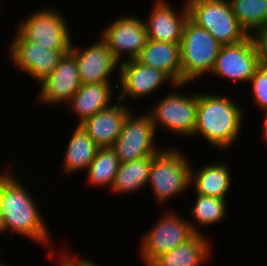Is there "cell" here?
Returning a JSON list of instances; mask_svg holds the SVG:
<instances>
[{
	"mask_svg": "<svg viewBox=\"0 0 267 266\" xmlns=\"http://www.w3.org/2000/svg\"><path fill=\"white\" fill-rule=\"evenodd\" d=\"M203 234H195L184 244L157 257L149 266H201L210 258L211 246ZM207 260V261H206Z\"/></svg>",
	"mask_w": 267,
	"mask_h": 266,
	"instance_id": "cell-21",
	"label": "cell"
},
{
	"mask_svg": "<svg viewBox=\"0 0 267 266\" xmlns=\"http://www.w3.org/2000/svg\"><path fill=\"white\" fill-rule=\"evenodd\" d=\"M9 45V59L14 67L25 72L39 84L50 75L60 58L70 50H50L38 43L24 40L17 32Z\"/></svg>",
	"mask_w": 267,
	"mask_h": 266,
	"instance_id": "cell-12",
	"label": "cell"
},
{
	"mask_svg": "<svg viewBox=\"0 0 267 266\" xmlns=\"http://www.w3.org/2000/svg\"><path fill=\"white\" fill-rule=\"evenodd\" d=\"M116 82L118 84L114 85V89H121L117 98L122 102L125 97L131 100L144 99L165 86V83L175 85L164 72L146 66L137 59L120 64L119 79Z\"/></svg>",
	"mask_w": 267,
	"mask_h": 266,
	"instance_id": "cell-13",
	"label": "cell"
},
{
	"mask_svg": "<svg viewBox=\"0 0 267 266\" xmlns=\"http://www.w3.org/2000/svg\"><path fill=\"white\" fill-rule=\"evenodd\" d=\"M178 148H162L152 157L147 183L156 203H165L188 190L191 180V161Z\"/></svg>",
	"mask_w": 267,
	"mask_h": 266,
	"instance_id": "cell-3",
	"label": "cell"
},
{
	"mask_svg": "<svg viewBox=\"0 0 267 266\" xmlns=\"http://www.w3.org/2000/svg\"><path fill=\"white\" fill-rule=\"evenodd\" d=\"M75 128L64 153L62 168L63 173L69 175L77 171H86L99 149L80 125Z\"/></svg>",
	"mask_w": 267,
	"mask_h": 266,
	"instance_id": "cell-22",
	"label": "cell"
},
{
	"mask_svg": "<svg viewBox=\"0 0 267 266\" xmlns=\"http://www.w3.org/2000/svg\"><path fill=\"white\" fill-rule=\"evenodd\" d=\"M119 164V159L111 147L99 148L86 169L87 181L94 187L108 186L110 190Z\"/></svg>",
	"mask_w": 267,
	"mask_h": 266,
	"instance_id": "cell-24",
	"label": "cell"
},
{
	"mask_svg": "<svg viewBox=\"0 0 267 266\" xmlns=\"http://www.w3.org/2000/svg\"><path fill=\"white\" fill-rule=\"evenodd\" d=\"M259 66L251 36L241 42L221 46L211 75L230 82L248 83Z\"/></svg>",
	"mask_w": 267,
	"mask_h": 266,
	"instance_id": "cell-11",
	"label": "cell"
},
{
	"mask_svg": "<svg viewBox=\"0 0 267 266\" xmlns=\"http://www.w3.org/2000/svg\"><path fill=\"white\" fill-rule=\"evenodd\" d=\"M264 123H262L263 125V130H262V135L264 136L263 138L267 141V109L264 110Z\"/></svg>",
	"mask_w": 267,
	"mask_h": 266,
	"instance_id": "cell-30",
	"label": "cell"
},
{
	"mask_svg": "<svg viewBox=\"0 0 267 266\" xmlns=\"http://www.w3.org/2000/svg\"><path fill=\"white\" fill-rule=\"evenodd\" d=\"M112 83L81 84L72 98L67 102L69 108L76 113L79 121L77 125L92 117L98 111L109 107L112 103ZM111 101V102H110Z\"/></svg>",
	"mask_w": 267,
	"mask_h": 266,
	"instance_id": "cell-19",
	"label": "cell"
},
{
	"mask_svg": "<svg viewBox=\"0 0 267 266\" xmlns=\"http://www.w3.org/2000/svg\"><path fill=\"white\" fill-rule=\"evenodd\" d=\"M156 130L147 113L135 116L131 112L123 123L122 130L111 147L119 162H129L154 156L162 149L156 147Z\"/></svg>",
	"mask_w": 267,
	"mask_h": 266,
	"instance_id": "cell-9",
	"label": "cell"
},
{
	"mask_svg": "<svg viewBox=\"0 0 267 266\" xmlns=\"http://www.w3.org/2000/svg\"><path fill=\"white\" fill-rule=\"evenodd\" d=\"M185 85H189V83L175 84L173 92L171 91L160 99L149 111H145L150 116L156 132L157 126L160 125L161 129L163 128L166 132L168 130L183 137L191 138L193 136L198 93L193 95L181 93L180 87L184 88Z\"/></svg>",
	"mask_w": 267,
	"mask_h": 266,
	"instance_id": "cell-7",
	"label": "cell"
},
{
	"mask_svg": "<svg viewBox=\"0 0 267 266\" xmlns=\"http://www.w3.org/2000/svg\"><path fill=\"white\" fill-rule=\"evenodd\" d=\"M0 266H7V264H4V262L0 261Z\"/></svg>",
	"mask_w": 267,
	"mask_h": 266,
	"instance_id": "cell-33",
	"label": "cell"
},
{
	"mask_svg": "<svg viewBox=\"0 0 267 266\" xmlns=\"http://www.w3.org/2000/svg\"><path fill=\"white\" fill-rule=\"evenodd\" d=\"M197 227L190 219L168 210L141 238L140 260L149 266L157 257L184 244L195 234H203Z\"/></svg>",
	"mask_w": 267,
	"mask_h": 266,
	"instance_id": "cell-6",
	"label": "cell"
},
{
	"mask_svg": "<svg viewBox=\"0 0 267 266\" xmlns=\"http://www.w3.org/2000/svg\"><path fill=\"white\" fill-rule=\"evenodd\" d=\"M239 24L250 35L267 25V0H228Z\"/></svg>",
	"mask_w": 267,
	"mask_h": 266,
	"instance_id": "cell-25",
	"label": "cell"
},
{
	"mask_svg": "<svg viewBox=\"0 0 267 266\" xmlns=\"http://www.w3.org/2000/svg\"><path fill=\"white\" fill-rule=\"evenodd\" d=\"M153 5L150 16L146 21L144 20L148 39L165 43H181L184 25L189 18L187 4L184 3L179 14L166 0H156Z\"/></svg>",
	"mask_w": 267,
	"mask_h": 266,
	"instance_id": "cell-16",
	"label": "cell"
},
{
	"mask_svg": "<svg viewBox=\"0 0 267 266\" xmlns=\"http://www.w3.org/2000/svg\"><path fill=\"white\" fill-rule=\"evenodd\" d=\"M221 46L210 32L188 18L180 43L182 84L211 73Z\"/></svg>",
	"mask_w": 267,
	"mask_h": 266,
	"instance_id": "cell-4",
	"label": "cell"
},
{
	"mask_svg": "<svg viewBox=\"0 0 267 266\" xmlns=\"http://www.w3.org/2000/svg\"><path fill=\"white\" fill-rule=\"evenodd\" d=\"M191 166L190 188L195 189L196 194L226 199L232 185L230 169L224 161L212 163L200 167L198 171Z\"/></svg>",
	"mask_w": 267,
	"mask_h": 266,
	"instance_id": "cell-20",
	"label": "cell"
},
{
	"mask_svg": "<svg viewBox=\"0 0 267 266\" xmlns=\"http://www.w3.org/2000/svg\"><path fill=\"white\" fill-rule=\"evenodd\" d=\"M70 52L75 56L81 84L113 82L111 75L116 69L119 79L120 63L100 37L84 48L72 44Z\"/></svg>",
	"mask_w": 267,
	"mask_h": 266,
	"instance_id": "cell-14",
	"label": "cell"
},
{
	"mask_svg": "<svg viewBox=\"0 0 267 266\" xmlns=\"http://www.w3.org/2000/svg\"><path fill=\"white\" fill-rule=\"evenodd\" d=\"M137 60L164 72L175 84H182L180 43H165L148 39Z\"/></svg>",
	"mask_w": 267,
	"mask_h": 266,
	"instance_id": "cell-18",
	"label": "cell"
},
{
	"mask_svg": "<svg viewBox=\"0 0 267 266\" xmlns=\"http://www.w3.org/2000/svg\"><path fill=\"white\" fill-rule=\"evenodd\" d=\"M243 113L229 96L199 92L192 138L202 136L213 148L227 150L240 136Z\"/></svg>",
	"mask_w": 267,
	"mask_h": 266,
	"instance_id": "cell-2",
	"label": "cell"
},
{
	"mask_svg": "<svg viewBox=\"0 0 267 266\" xmlns=\"http://www.w3.org/2000/svg\"><path fill=\"white\" fill-rule=\"evenodd\" d=\"M5 170L0 171V209L6 233L10 231L49 245V228L32 193L14 171Z\"/></svg>",
	"mask_w": 267,
	"mask_h": 266,
	"instance_id": "cell-1",
	"label": "cell"
},
{
	"mask_svg": "<svg viewBox=\"0 0 267 266\" xmlns=\"http://www.w3.org/2000/svg\"><path fill=\"white\" fill-rule=\"evenodd\" d=\"M23 19L16 32L24 39L50 50H70L71 32L66 18L55 8L38 9Z\"/></svg>",
	"mask_w": 267,
	"mask_h": 266,
	"instance_id": "cell-8",
	"label": "cell"
},
{
	"mask_svg": "<svg viewBox=\"0 0 267 266\" xmlns=\"http://www.w3.org/2000/svg\"><path fill=\"white\" fill-rule=\"evenodd\" d=\"M5 233H6V228L4 224V218L2 216L1 209H0V235L5 234Z\"/></svg>",
	"mask_w": 267,
	"mask_h": 266,
	"instance_id": "cell-31",
	"label": "cell"
},
{
	"mask_svg": "<svg viewBox=\"0 0 267 266\" xmlns=\"http://www.w3.org/2000/svg\"><path fill=\"white\" fill-rule=\"evenodd\" d=\"M39 85L38 102L50 106L67 103L81 85L75 56L70 51L65 53Z\"/></svg>",
	"mask_w": 267,
	"mask_h": 266,
	"instance_id": "cell-15",
	"label": "cell"
},
{
	"mask_svg": "<svg viewBox=\"0 0 267 266\" xmlns=\"http://www.w3.org/2000/svg\"><path fill=\"white\" fill-rule=\"evenodd\" d=\"M99 37L107 44L116 60L121 64L123 56L134 60L148 40L143 18L134 15L121 16L101 30Z\"/></svg>",
	"mask_w": 267,
	"mask_h": 266,
	"instance_id": "cell-10",
	"label": "cell"
},
{
	"mask_svg": "<svg viewBox=\"0 0 267 266\" xmlns=\"http://www.w3.org/2000/svg\"><path fill=\"white\" fill-rule=\"evenodd\" d=\"M117 103L98 111L80 126L99 148L112 147L132 109L116 98Z\"/></svg>",
	"mask_w": 267,
	"mask_h": 266,
	"instance_id": "cell-17",
	"label": "cell"
},
{
	"mask_svg": "<svg viewBox=\"0 0 267 266\" xmlns=\"http://www.w3.org/2000/svg\"><path fill=\"white\" fill-rule=\"evenodd\" d=\"M189 19L222 45L241 42L249 34L236 19L228 0H187Z\"/></svg>",
	"mask_w": 267,
	"mask_h": 266,
	"instance_id": "cell-5",
	"label": "cell"
},
{
	"mask_svg": "<svg viewBox=\"0 0 267 266\" xmlns=\"http://www.w3.org/2000/svg\"><path fill=\"white\" fill-rule=\"evenodd\" d=\"M59 259H60L59 266H71L62 256H60Z\"/></svg>",
	"mask_w": 267,
	"mask_h": 266,
	"instance_id": "cell-32",
	"label": "cell"
},
{
	"mask_svg": "<svg viewBox=\"0 0 267 266\" xmlns=\"http://www.w3.org/2000/svg\"><path fill=\"white\" fill-rule=\"evenodd\" d=\"M152 157L120 163L110 192L114 194H132L147 186Z\"/></svg>",
	"mask_w": 267,
	"mask_h": 266,
	"instance_id": "cell-23",
	"label": "cell"
},
{
	"mask_svg": "<svg viewBox=\"0 0 267 266\" xmlns=\"http://www.w3.org/2000/svg\"><path fill=\"white\" fill-rule=\"evenodd\" d=\"M251 84V93L253 103L262 111L267 109V68L258 66L252 79L248 82Z\"/></svg>",
	"mask_w": 267,
	"mask_h": 266,
	"instance_id": "cell-27",
	"label": "cell"
},
{
	"mask_svg": "<svg viewBox=\"0 0 267 266\" xmlns=\"http://www.w3.org/2000/svg\"><path fill=\"white\" fill-rule=\"evenodd\" d=\"M61 255L71 266H99L93 262L91 259L81 258L70 255V252L64 250ZM69 253V254H68Z\"/></svg>",
	"mask_w": 267,
	"mask_h": 266,
	"instance_id": "cell-29",
	"label": "cell"
},
{
	"mask_svg": "<svg viewBox=\"0 0 267 266\" xmlns=\"http://www.w3.org/2000/svg\"><path fill=\"white\" fill-rule=\"evenodd\" d=\"M256 48L258 63L267 68V25L250 34Z\"/></svg>",
	"mask_w": 267,
	"mask_h": 266,
	"instance_id": "cell-28",
	"label": "cell"
},
{
	"mask_svg": "<svg viewBox=\"0 0 267 266\" xmlns=\"http://www.w3.org/2000/svg\"><path fill=\"white\" fill-rule=\"evenodd\" d=\"M227 199L210 197L202 194H196L193 207L191 206L190 217L195 219L196 225L201 227L212 226L220 223L227 215Z\"/></svg>",
	"mask_w": 267,
	"mask_h": 266,
	"instance_id": "cell-26",
	"label": "cell"
}]
</instances>
